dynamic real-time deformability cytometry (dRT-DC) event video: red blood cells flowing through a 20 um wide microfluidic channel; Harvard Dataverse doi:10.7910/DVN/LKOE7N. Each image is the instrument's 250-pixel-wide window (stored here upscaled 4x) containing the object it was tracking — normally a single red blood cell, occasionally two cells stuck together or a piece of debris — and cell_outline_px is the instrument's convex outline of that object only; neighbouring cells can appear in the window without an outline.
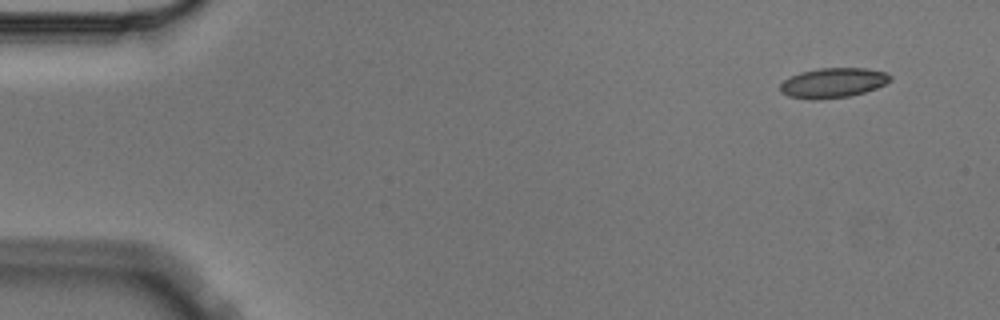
{"species": "Egyptian fruit bat (a non-hibernating species)", "species_latin": "Rousettus aegyptiacus", "temperature_condition": "cold", "stored_images_in_passage": 2, "camera_frame_rate_fps": 3000, "um_per_image_px": 0.085, "animal": {"sex": "male"}, "frame": {"image": 1, "passage_image": 1, "time_ms": 0.0, "image_size_px": [1000, 320], "cell_outline_px": [[892, 80], [876, 88], [864, 92], [848, 96], [820, 100], [808, 100], [788, 96], [780, 92], [780, 84], [784, 80], [800, 72], [820, 68], [868, 68], [888, 72], [892, 76]], "centroid_in_image_um": [70.82, 7.04], "position_along_channel_um": 14.2, "area_um2": 19.36}}